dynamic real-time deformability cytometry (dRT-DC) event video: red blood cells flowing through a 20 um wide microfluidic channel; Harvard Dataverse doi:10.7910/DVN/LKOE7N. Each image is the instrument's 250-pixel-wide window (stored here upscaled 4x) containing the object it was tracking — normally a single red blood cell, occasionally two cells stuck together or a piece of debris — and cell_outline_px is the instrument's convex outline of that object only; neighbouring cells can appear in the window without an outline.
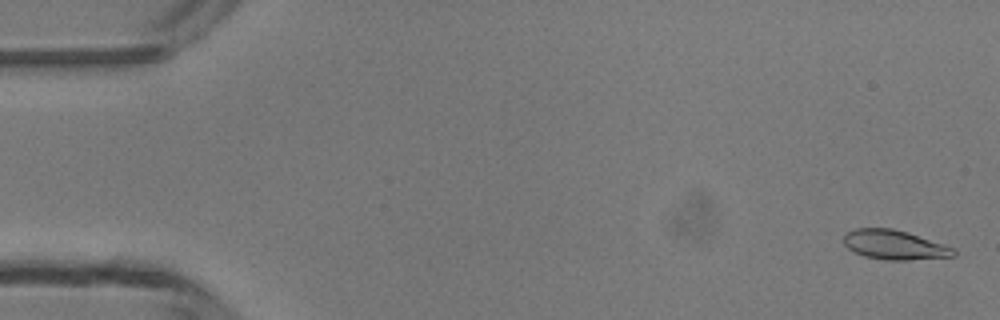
{"species": "common noctule bat (a hibernating species)", "species_latin": "Nyctalus noctula", "temperature_condition": "room temperature", "stored_images_in_passage": 48, "camera_frame_rate_fps": 3000, "um_per_image_px": 0.085, "animal": {"sex": "male", "body_mass_g": 13.3}, "frame": {"image": 1, "passage_image": 1, "time_ms": 0.0, "image_size_px": [1000, 320], "cell_outline_px": [[956, 256], [908, 260], [888, 260], [864, 256], [848, 248], [844, 244], [844, 236], [848, 232], [856, 228], [892, 228], [908, 232], [944, 244], [952, 248], [956, 252]], "centroid_in_image_um": [76.04, 20.81], "position_along_channel_um": 9.0, "area_um2": 18.73}}
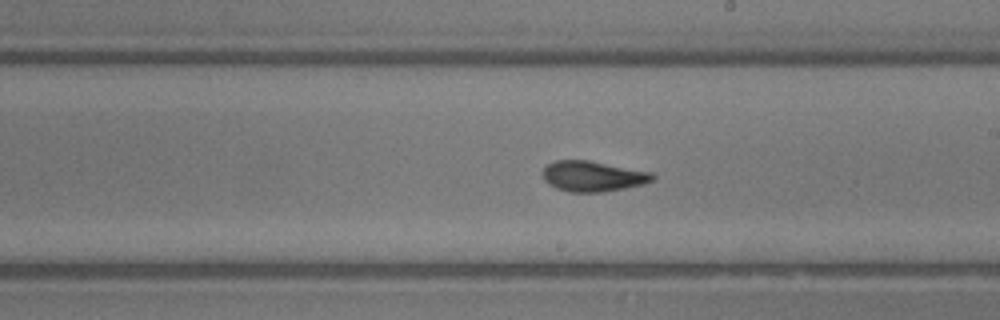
{"frame": {"image": 2, "passage_image": 27, "time_ms": 8.667, "image_size_px": [1000, 320], "cell_outline_px": [[656, 176], [652, 180], [644, 184], [624, 188], [600, 192], [568, 192], [556, 188], [548, 184], [544, 180], [544, 168], [548, 164], [556, 160], [588, 160], [652, 172]], "centroid_in_image_um": [50.39, 14.98], "position_along_channel_um": 238.6, "area_um2": 19.42}}
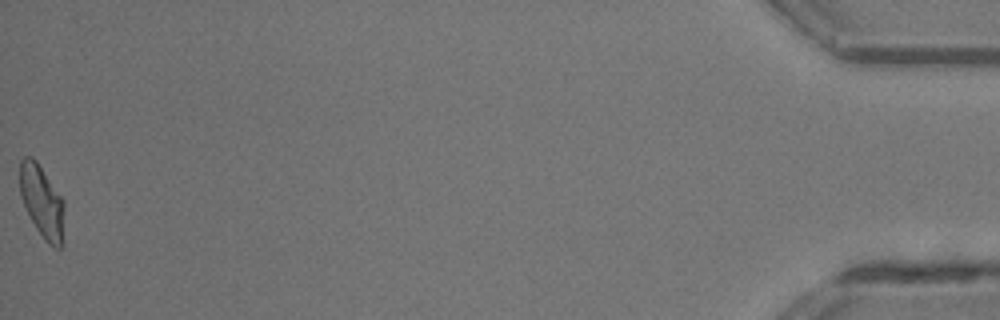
{"frame": {"image": 3, "passage_image": 48, "time_ms": 15.667, "image_size_px": [1000, 320], "cell_outline_px": [[64, 208], [60, 248], [56, 248], [48, 244], [44, 240], [36, 228], [20, 196], [20, 160], [24, 156], [32, 156], [36, 160], [64, 200]], "centroid_in_image_um": [3.55, 17.09], "position_along_channel_um": 431.7, "area_um2": 18.44}, "authors_computed_cell_mechanics": {"area_um2": 18.9584, "velocity_mm_per_s": 4.2703, "shape_relaxation_time_tau1_ms": 4.0844, "shape_relaxation_time_tau2_ms": 1.2521, "deformation_change_tau1": 0.1388, "deformation_change_tau2": 0.0737}}